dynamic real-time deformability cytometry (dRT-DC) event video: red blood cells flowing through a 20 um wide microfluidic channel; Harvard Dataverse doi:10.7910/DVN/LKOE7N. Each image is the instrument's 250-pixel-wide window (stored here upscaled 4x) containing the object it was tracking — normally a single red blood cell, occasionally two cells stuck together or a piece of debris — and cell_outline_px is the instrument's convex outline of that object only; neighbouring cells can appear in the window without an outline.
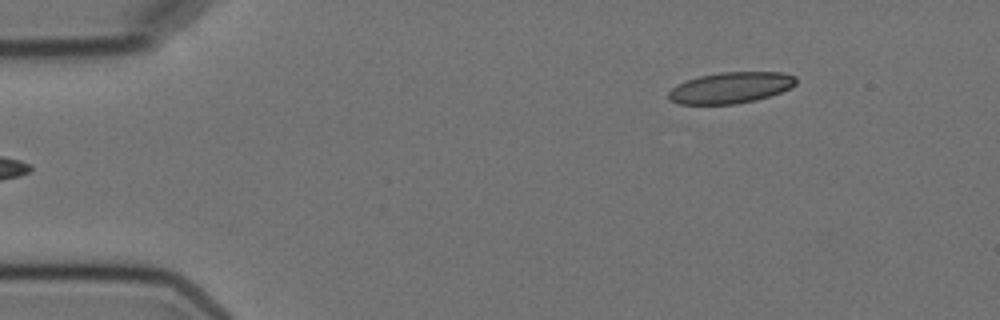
{"species": "Egyptian fruit bat (a non-hibernating species)", "species_latin": "Rousettus aegyptiacus", "temperature_condition": "cold", "stored_images_in_passage": 6, "camera_frame_rate_fps": 3000, "um_per_image_px": 0.085, "animal": {"sex": "female"}, "frame": {"image": 1, "passage_image": 6, "time_ms": 6.0, "image_size_px": [1000, 320], "cell_outline_px": [[796, 84], [780, 92], [756, 100], [736, 104], [676, 104], [668, 100], [668, 92], [676, 84], [700, 76], [720, 72], [784, 72], [796, 76]], "centroid_in_image_um": [62.08, 7.46], "position_along_channel_um": 22.9, "area_um2": 23.18}}